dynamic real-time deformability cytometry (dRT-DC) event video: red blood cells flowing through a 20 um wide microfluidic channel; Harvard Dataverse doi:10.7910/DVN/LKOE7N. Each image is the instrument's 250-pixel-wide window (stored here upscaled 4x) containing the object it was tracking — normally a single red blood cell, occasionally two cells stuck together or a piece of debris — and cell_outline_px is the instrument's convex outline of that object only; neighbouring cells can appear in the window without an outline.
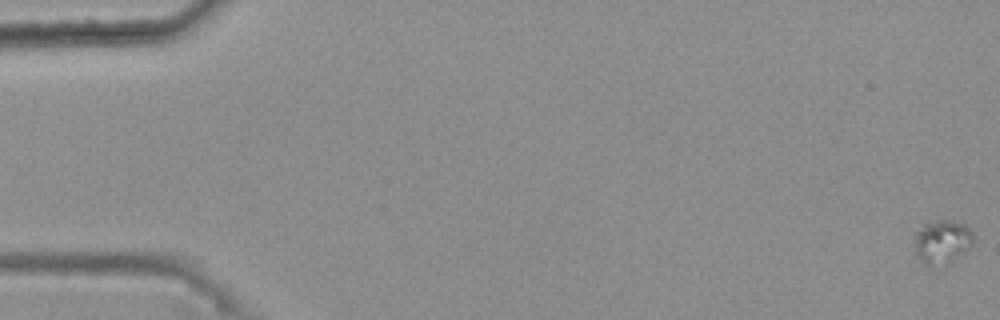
{"species": "common noctule bat (a hibernating species)", "species_latin": "Nyctalus noctula", "temperature_condition": "warm", "stored_images_in_passage": 18, "camera_frame_rate_fps": 3000, "um_per_image_px": 0.085, "animal": {"sex": "female", "body_mass_g": 25.1}, "frame": {"image": 1, "passage_image": 1, "time_ms": 0.0, "image_size_px": [1000, 320], "cell_outline_px": [[972, 244], [968, 248], [948, 264], [932, 268], [924, 264], [920, 260], [916, 252], [916, 232], [924, 224], [936, 220], [952, 220], [964, 224], [972, 232]], "centroid_in_image_um": [80.07, 20.57], "position_along_channel_um": 4.9, "area_um2": 14.91}}
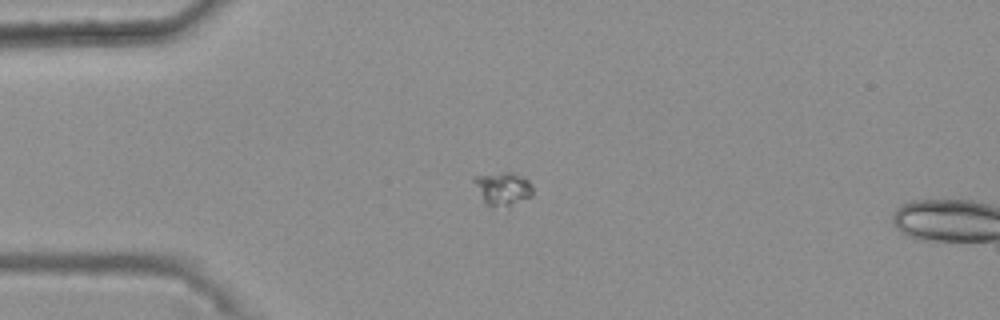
{"frame": {"image": 2, "passage_image": 15, "time_ms": 4.667, "image_size_px": [1000, 320], "cell_outline_px": [[532, 196], [508, 204], [488, 204], [484, 200], [472, 180], [472, 176], [504, 172], [508, 172], [528, 180], [532, 184]], "centroid_in_image_um": [42.72, 15.96], "position_along_channel_um": 42.3, "area_um2": 10.58}}